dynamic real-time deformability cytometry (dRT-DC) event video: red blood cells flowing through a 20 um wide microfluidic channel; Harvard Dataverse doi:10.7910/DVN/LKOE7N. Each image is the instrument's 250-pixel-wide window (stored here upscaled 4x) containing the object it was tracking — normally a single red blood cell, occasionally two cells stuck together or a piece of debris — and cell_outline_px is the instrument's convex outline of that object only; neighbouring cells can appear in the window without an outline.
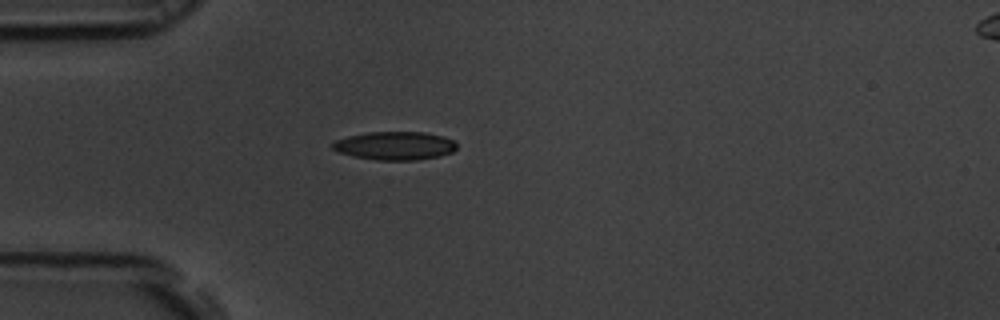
{"species": "common noctule bat (a hibernating species)", "species_latin": "Nyctalus noctula", "temperature_condition": "room temperature", "stored_images_in_passage": 40, "camera_frame_rate_fps": 3000, "um_per_image_px": 0.085, "animal": {"sex": "male", "body_mass_g": 19.5, "forearm_length_mm": 54.6}, "frame": {"image": 1, "passage_image": 1, "time_ms": 0.0, "image_size_px": [1000, 320], "cell_outline_px": [[456, 148], [452, 152], [440, 156], [416, 160], [376, 160], [352, 156], [340, 152], [332, 148], [332, 144], [336, 140], [348, 136], [368, 132], [424, 132], [444, 136], [452, 140], [456, 144]], "centroid_in_image_um": [33.57, 12.39], "position_along_channel_um": 51.4, "area_um2": 20.46}}
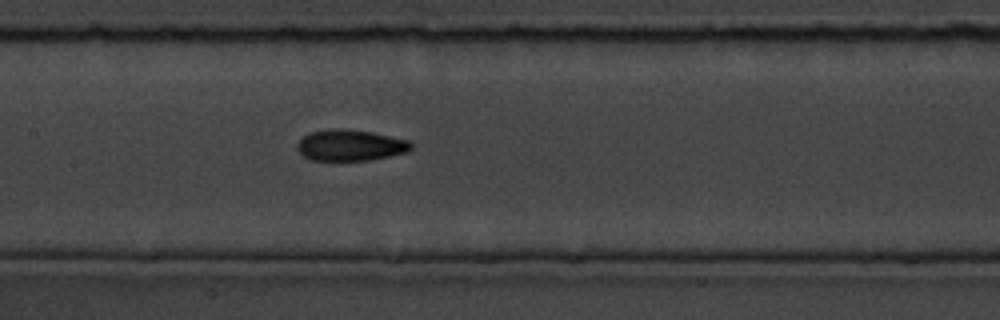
{"frame": {"image": 2, "passage_image": 12, "time_ms": 3.667, "image_size_px": [1000, 320], "cell_outline_px": [[412, 148], [408, 152], [368, 160], [312, 160], [304, 156], [296, 148], [296, 144], [308, 132], [372, 132], [408, 140], [412, 144]], "centroid_in_image_um": [29.81, 12.4], "position_along_channel_um": 177.6, "area_um2": 19.59}}
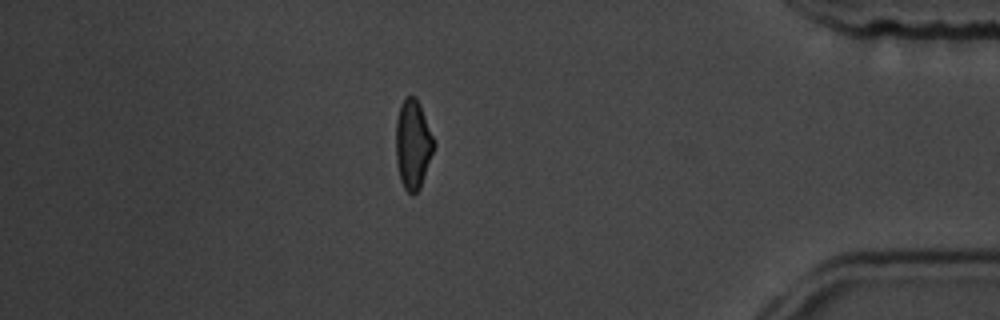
{"frame": {"image": 3, "passage_image": 33, "time_ms": 10.667, "image_size_px": [1000, 320], "cell_outline_px": [[436, 144], [420, 188], [412, 196], [404, 188], [400, 180], [396, 160], [396, 120], [400, 104], [404, 96], [416, 96], [420, 104]], "centroid_in_image_um": [35.09, 12.25], "position_along_channel_um": 400.1, "area_um2": 19.94}, "authors_computed_cell_mechanics": {"area_um2": 20.0566, "velocity_mm_per_s": 3.718, "shape_relaxation_time_tau1_ms": 6.2108, "shape_relaxation_time_tau2_ms": 2.7567, "deformation_change_tau1": 0.1674, "deformation_change_tau2": 0.093}}